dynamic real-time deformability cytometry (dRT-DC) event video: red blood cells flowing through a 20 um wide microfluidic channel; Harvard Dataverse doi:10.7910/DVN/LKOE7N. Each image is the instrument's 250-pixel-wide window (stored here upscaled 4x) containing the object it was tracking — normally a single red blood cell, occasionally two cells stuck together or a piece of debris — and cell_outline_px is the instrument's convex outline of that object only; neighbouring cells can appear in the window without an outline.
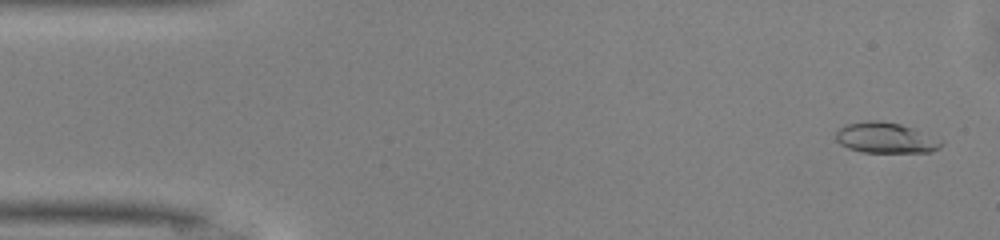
{"species": "common noctule bat (a hibernating species)", "species_latin": "Nyctalus noctula", "temperature_condition": "warm", "stored_images_in_passage": 48, "camera_frame_rate_fps": 3000, "um_per_image_px": 0.085, "animal": {"sex": "male", "body_mass_g": 13.0, "forearm_length_mm": 53.1}, "frame": {"image": 1, "passage_image": 2, "time_ms": 0.333, "image_size_px": [1000, 240], "cell_outline_px": [[944, 144], [940, 148], [932, 152], [860, 152], [848, 148], [840, 144], [836, 140], [836, 132], [844, 124], [868, 120], [880, 120], [900, 124], [912, 128], [944, 140]], "centroid_in_image_um": [75.29, 11.72], "position_along_channel_um": 9.7, "area_um2": 19.02}}
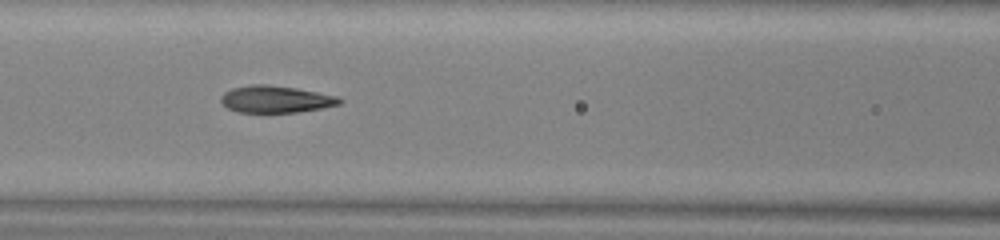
{"frame": {"image": 2, "passage_image": 20, "time_ms": 6.333, "image_size_px": [1000, 240], "cell_outline_px": [[344, 100], [340, 104], [320, 108], [296, 112], [240, 112], [228, 108], [220, 100], [220, 96], [224, 92], [232, 88], [252, 84], [264, 84], [296, 88], [336, 96]], "centroid_in_image_um": [23.41, 8.43], "position_along_channel_um": 143.2, "area_um2": 18.44}}
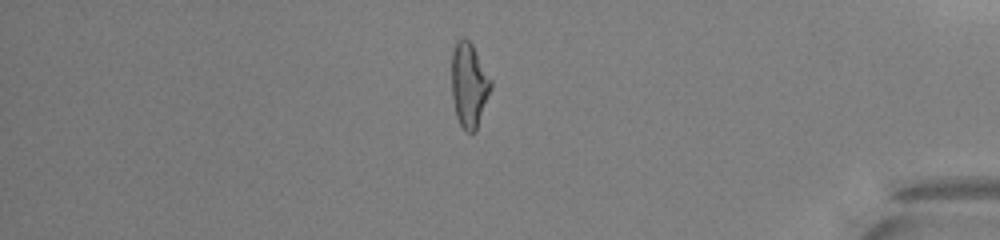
{"frame": {"image": 3, "passage_image": 41, "time_ms": 13.333, "image_size_px": [1000, 240], "cell_outline_px": [[492, 88], [476, 132], [464, 132], [456, 116], [452, 96], [452, 52], [456, 40], [460, 36], [464, 36], [472, 44], [492, 80]], "centroid_in_image_um": [39.87, 7.22], "position_along_channel_um": 395.3, "area_um2": 19.65}, "authors_computed_cell_mechanics": {"area_um2": 18.9006, "velocity_mm_per_s": 4.1704, "shape_relaxation_time_tau1_ms": 3.8139, "shape_relaxation_time_tau2_ms": 1.6283, "deformation_change_tau1": 0.1798, "deformation_change_tau2": 0.1128}}